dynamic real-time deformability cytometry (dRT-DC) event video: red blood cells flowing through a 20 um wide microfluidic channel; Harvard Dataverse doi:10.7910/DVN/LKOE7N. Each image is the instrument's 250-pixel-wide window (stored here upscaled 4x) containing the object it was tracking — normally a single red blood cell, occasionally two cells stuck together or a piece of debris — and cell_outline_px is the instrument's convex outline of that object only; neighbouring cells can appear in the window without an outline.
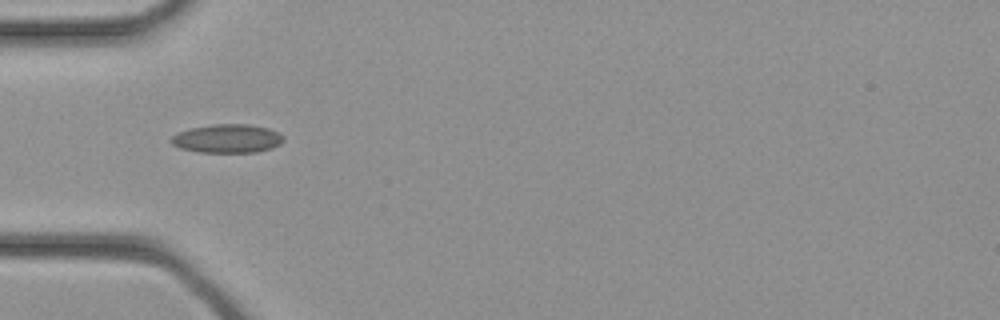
{"species": "common noctule bat (a hibernating species)", "species_latin": "Nyctalus noctula", "temperature_condition": "cold", "stored_images_in_passage": 24, "camera_frame_rate_fps": 3000, "um_per_image_px": 0.085, "animal": {"sex": "female", "body_mass_g": 21.9}, "frame": {"image": 1, "passage_image": 1, "time_ms": 0.0, "image_size_px": [1000, 320], "cell_outline_px": [[284, 140], [280, 144], [272, 148], [256, 152], [200, 152], [180, 148], [172, 144], [168, 140], [172, 136], [180, 132], [192, 128], [212, 124], [248, 124], [268, 128], [284, 136]], "centroid_in_image_um": [19.32, 11.78], "position_along_channel_um": 65.7, "area_um2": 18.67}}
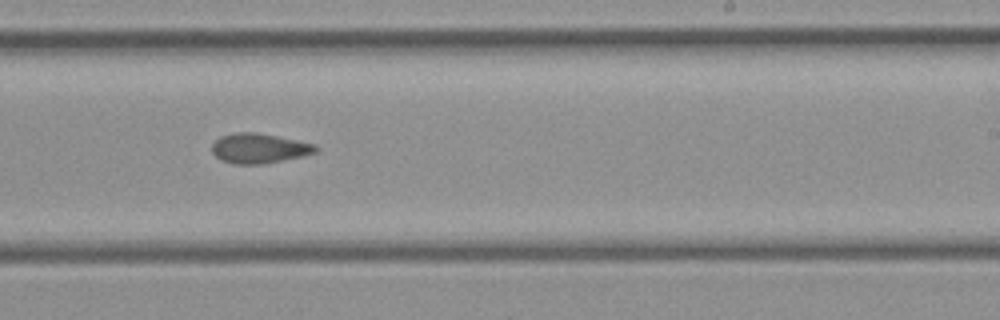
{"frame": {"image": 2, "passage_image": 11, "time_ms": 3.333, "image_size_px": [1000, 320], "cell_outline_px": [[320, 148], [316, 152], [300, 156], [260, 164], [236, 164], [220, 160], [212, 152], [212, 144], [220, 136], [236, 132], [256, 132], [316, 144]], "centroid_in_image_um": [22.0, 12.6], "position_along_channel_um": 267.0, "area_um2": 17.86}}
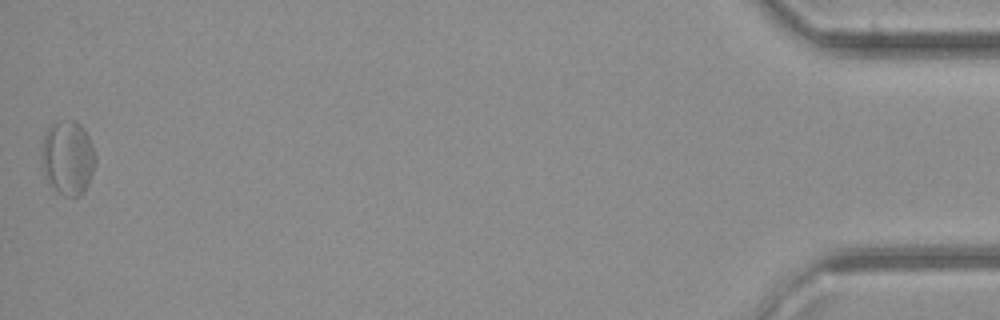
{"frame": {"image": 3, "passage_image": 24, "time_ms": 7.667, "image_size_px": [1000, 320], "cell_outline_px": [[96, 164], [88, 184], [84, 192], [80, 196], [64, 196], [48, 184], [40, 160], [40, 144], [48, 128], [52, 124], [60, 120], [76, 120], [80, 124], [88, 136], [92, 144], [96, 156]], "centroid_in_image_um": [5.74, 13.4], "position_along_channel_um": 429.5, "area_um2": 23.81}}